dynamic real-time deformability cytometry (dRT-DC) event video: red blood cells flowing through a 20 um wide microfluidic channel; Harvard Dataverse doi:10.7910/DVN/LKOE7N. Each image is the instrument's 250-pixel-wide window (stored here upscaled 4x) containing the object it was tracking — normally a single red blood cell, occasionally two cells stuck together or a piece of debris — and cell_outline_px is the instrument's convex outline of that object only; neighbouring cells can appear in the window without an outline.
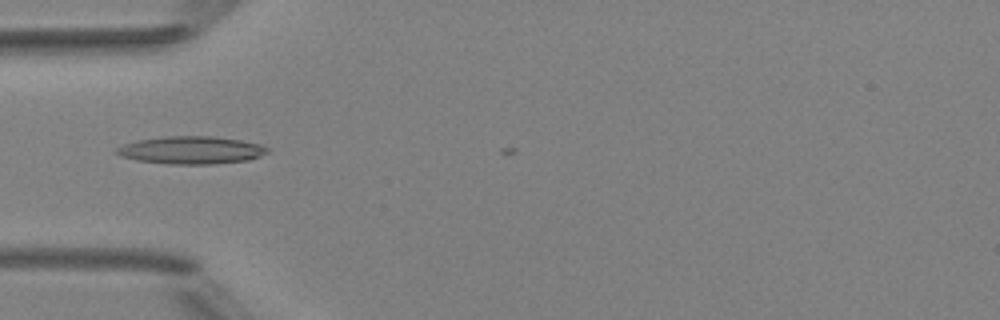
{"species": "Egyptian fruit bat (a non-hibernating species)", "species_latin": "Rousettus aegyptiacus", "temperature_condition": "room temperature", "stored_images_in_passage": 6, "camera_frame_rate_fps": 3000, "um_per_image_px": 0.085, "animal": {"sex": "female"}, "frame": {"image": 1, "passage_image": 5, "time_ms": 4.667, "image_size_px": [1000, 320], "cell_outline_px": [[268, 152], [260, 156], [248, 160], [212, 164], [168, 164], [136, 160], [120, 156], [112, 152], [116, 148], [124, 144], [136, 140], [168, 136], [212, 136], [240, 140], [260, 144], [268, 148]], "centroid_in_image_um": [16.21, 12.76], "position_along_channel_um": 68.8, "area_um2": 24.39}}
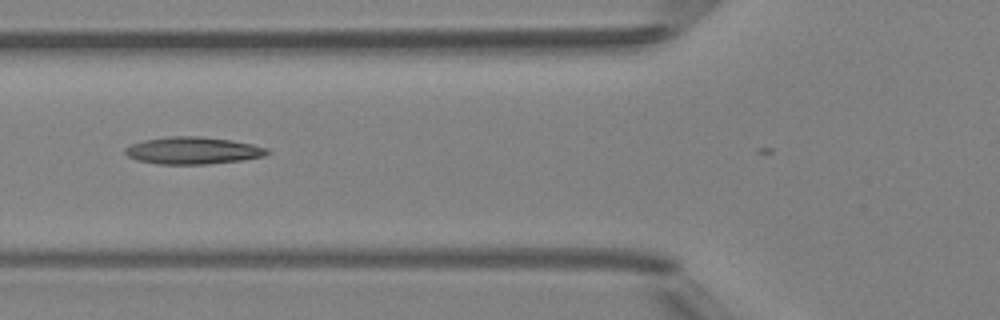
{"frame": {"image": 2, "passage_image": 6, "time_ms": 5.667, "image_size_px": [1000, 320], "cell_outline_px": [[272, 152], [264, 156], [240, 160], [208, 164], [160, 164], [136, 160], [128, 156], [124, 152], [124, 148], [132, 144], [144, 140], [168, 136], [200, 136], [232, 140], [252, 144], [268, 148]], "centroid_in_image_um": [16.4, 12.79], "position_along_channel_um": 109.4, "area_um2": 22.54}}